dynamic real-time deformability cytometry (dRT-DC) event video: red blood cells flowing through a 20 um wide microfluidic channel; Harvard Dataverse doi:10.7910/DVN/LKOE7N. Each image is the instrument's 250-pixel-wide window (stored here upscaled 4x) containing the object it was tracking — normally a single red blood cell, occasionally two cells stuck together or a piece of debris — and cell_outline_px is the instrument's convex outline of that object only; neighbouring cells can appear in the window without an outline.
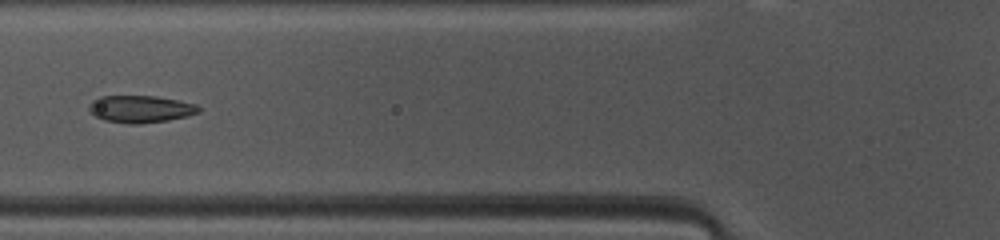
{"species": "common noctule bat (a hibernating species)", "species_latin": "Nyctalus noctula", "temperature_condition": "warm", "stored_images_in_passage": 43, "camera_frame_rate_fps": 3000, "um_per_image_px": 0.085, "animal": {"sex": "female", "body_mass_g": 10.0, "forearm_length_mm": 53.1}, "frame": {"image": 1, "passage_image": 12, "time_ms": 3.667, "image_size_px": [1000, 240], "cell_outline_px": [[200, 112], [188, 116], [168, 120], [140, 124], [128, 124], [104, 120], [96, 116], [88, 108], [88, 104], [92, 100], [100, 96], [156, 96], [196, 104], [200, 108]], "centroid_in_image_um": [11.94, 9.27], "position_along_channel_um": 113.9, "area_um2": 17.4}}
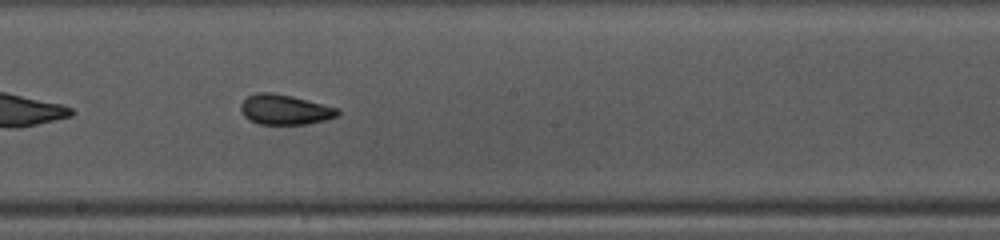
{"frame": {"image": 2, "passage_image": 20, "time_ms": 6.333, "image_size_px": [1000, 240], "cell_outline_px": [[340, 116], [308, 124], [260, 124], [248, 120], [244, 116], [240, 108], [240, 104], [248, 96], [256, 92], [272, 92], [292, 96], [340, 108]], "centroid_in_image_um": [24.23, 9.31], "position_along_channel_um": 224.0, "area_um2": 17.17}}
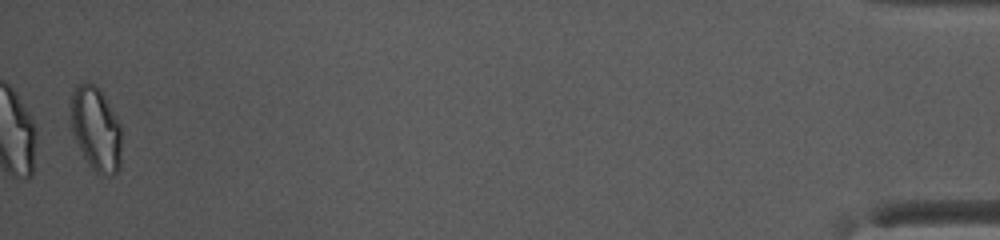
{"frame": {"image": 3, "passage_image": 42, "time_ms": 13.667, "image_size_px": [1000, 240], "cell_outline_px": [[120, 168], [112, 176], [100, 176], [88, 164], [72, 132], [72, 92], [84, 80], [88, 80], [100, 88], [116, 116], [120, 124]], "centroid_in_image_um": [8.17, 10.96], "position_along_channel_um": 427.0, "area_um2": 24.74}, "authors_computed_cell_mechanics": {"area_um2": 18.0336, "velocity_mm_per_s": 4.1172, "shape_relaxation_time_tau1_ms": 6.3576, "shape_relaxation_time_tau2_ms": 1.5453, "deformation_change_tau1": 0.1715, "deformation_change_tau2": 0.0692}}